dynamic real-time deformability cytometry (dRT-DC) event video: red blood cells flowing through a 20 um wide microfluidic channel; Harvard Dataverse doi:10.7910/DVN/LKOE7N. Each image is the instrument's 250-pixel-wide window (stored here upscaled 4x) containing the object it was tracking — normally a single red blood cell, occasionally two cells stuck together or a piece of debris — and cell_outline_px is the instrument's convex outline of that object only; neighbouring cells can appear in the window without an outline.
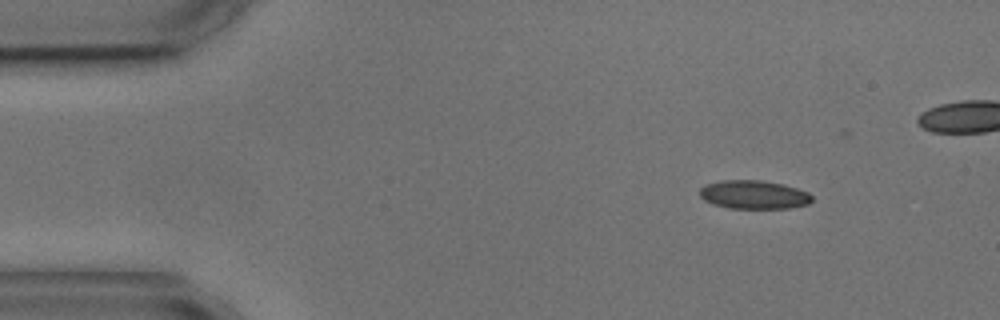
{"species": "common noctule bat (a hibernating species)", "species_latin": "Nyctalus noctula", "temperature_condition": "cold", "stored_images_in_passage": 4, "camera_frame_rate_fps": 3000, "um_per_image_px": 0.085, "animal": {"sex": "male", "body_mass_g": 17.9, "forearm_length_mm": 54.2}, "frame": {"image": 1, "passage_image": 1, "time_ms": 0.0, "image_size_px": [1000, 320], "cell_outline_px": [[812, 200], [808, 204], [788, 208], [728, 208], [712, 204], [704, 200], [700, 196], [700, 188], [704, 184], [720, 180], [760, 180], [784, 184], [808, 192], [812, 196]], "centroid_in_image_um": [64.04, 16.54], "position_along_channel_um": 21.0, "area_um2": 18.79}}